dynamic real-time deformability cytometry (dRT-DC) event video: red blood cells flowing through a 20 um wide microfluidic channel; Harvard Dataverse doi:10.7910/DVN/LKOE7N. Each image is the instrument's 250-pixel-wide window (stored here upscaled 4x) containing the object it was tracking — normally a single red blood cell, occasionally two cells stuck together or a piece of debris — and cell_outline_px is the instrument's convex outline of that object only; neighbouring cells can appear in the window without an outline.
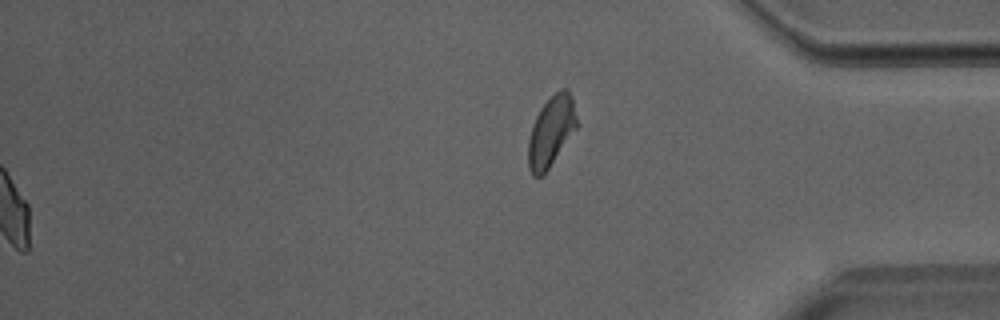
{"species": "Egyptian fruit bat (a non-hibernating species)", "species_latin": "Rousettus aegyptiacus", "temperature_condition": "room temperature", "stored_images_in_passage": 38, "segment_of_instrument_passage": [2, 2], "camera_frame_rate_fps": 3000, "um_per_image_px": 0.085, "animal": {"sex": "male"}, "frame": {"image": 1, "passage_image": 38, "time_ms": 12.333, "image_size_px": [1000, 320], "cell_outline_px": [[576, 128], [544, 176], [532, 176], [528, 168], [528, 140], [532, 124], [540, 108], [560, 88], [568, 88], [572, 100], [576, 116]], "centroid_in_image_um": [46.81, 11.2], "position_along_channel_um": 388.4, "area_um2": 19.77}}